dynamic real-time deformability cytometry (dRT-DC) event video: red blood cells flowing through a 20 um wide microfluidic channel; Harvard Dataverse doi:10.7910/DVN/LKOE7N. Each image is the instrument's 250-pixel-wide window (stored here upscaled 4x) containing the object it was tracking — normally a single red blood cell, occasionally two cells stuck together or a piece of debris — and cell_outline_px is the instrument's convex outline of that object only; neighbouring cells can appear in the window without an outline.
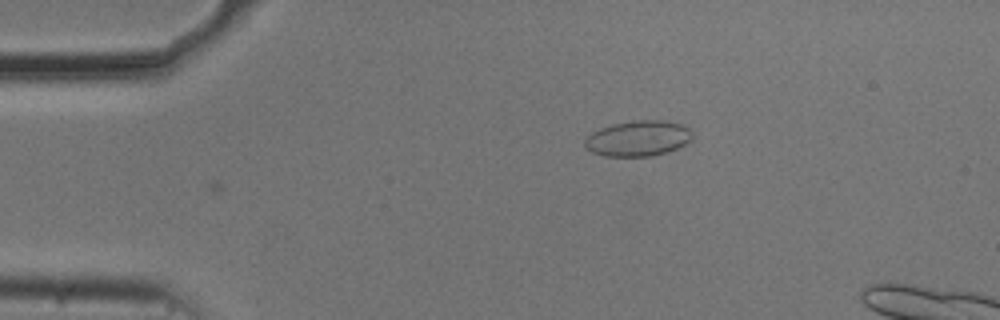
{"species": "common noctule bat (a hibernating species)", "species_latin": "Nyctalus noctula", "temperature_condition": "cold", "stored_images_in_passage": 15, "camera_frame_rate_fps": 3000, "um_per_image_px": 0.085, "animal": {"sex": "male", "body_mass_g": 20.5, "forearm_length_mm": 52.5}, "frame": {"image": 1, "passage_image": 15, "time_ms": 4.667, "image_size_px": [1000, 320], "cell_outline_px": [[692, 140], [668, 152], [652, 156], [604, 156], [592, 152], [584, 148], [584, 140], [592, 132], [600, 128], [612, 124], [632, 120], [660, 120], [680, 124], [688, 128], [692, 132]], "centroid_in_image_um": [54.21, 11.77], "position_along_channel_um": 30.8, "area_um2": 22.37}}